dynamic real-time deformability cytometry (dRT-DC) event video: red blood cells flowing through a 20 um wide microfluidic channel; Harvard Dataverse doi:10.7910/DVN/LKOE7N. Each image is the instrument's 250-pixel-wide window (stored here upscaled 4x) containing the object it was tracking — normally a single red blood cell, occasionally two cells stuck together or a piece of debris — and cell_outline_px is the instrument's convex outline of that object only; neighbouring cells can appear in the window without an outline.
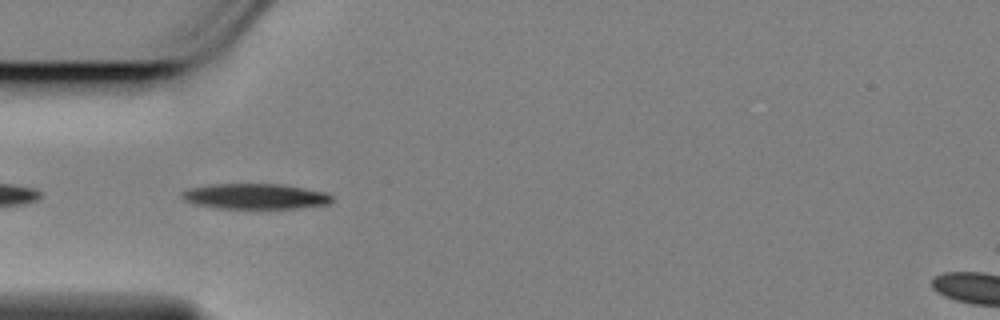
{"species": "Egyptian fruit bat (a non-hibernating species)", "species_latin": "Rousettus aegyptiacus", "temperature_condition": "cold", "stored_images_in_passage": 5, "camera_frame_rate_fps": 3000, "um_per_image_px": 0.085, "animal": {"sex": "female"}, "frame": {"image": 1, "passage_image": 2, "time_ms": 0.333, "image_size_px": [1000, 320], "cell_outline_px": [[332, 200], [328, 204], [296, 208], [220, 208], [196, 204], [184, 200], [180, 196], [184, 192], [192, 188], [216, 184], [280, 184], [304, 188], [324, 192], [332, 196]], "centroid_in_image_um": [21.72, 16.69], "position_along_channel_um": 63.3, "area_um2": 21.79}}